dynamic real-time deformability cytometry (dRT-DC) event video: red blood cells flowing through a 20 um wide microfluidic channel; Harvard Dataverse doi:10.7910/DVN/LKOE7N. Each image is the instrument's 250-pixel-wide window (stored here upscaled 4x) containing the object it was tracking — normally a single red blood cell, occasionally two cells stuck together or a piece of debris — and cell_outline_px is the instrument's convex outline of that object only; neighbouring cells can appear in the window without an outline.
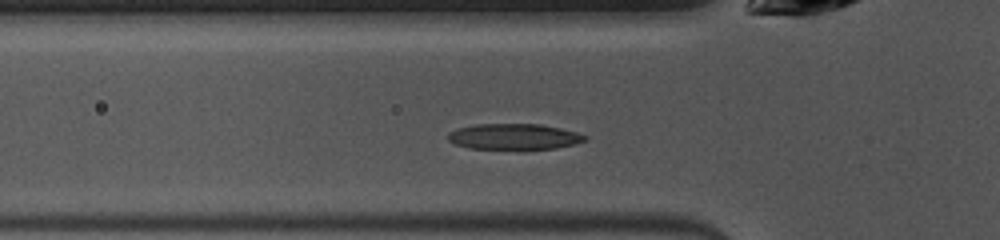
{"species": "common noctule bat (a hibernating species)", "species_latin": "Nyctalus noctula", "temperature_condition": "warm", "stored_images_in_passage": 36, "camera_frame_rate_fps": 3000, "um_per_image_px": 0.085, "animal": {"sex": "female", "body_mass_g": 10.0, "forearm_length_mm": 53.1}, "frame": {"image": 1, "passage_image": 7, "time_ms": 2.0, "image_size_px": [1000, 240], "cell_outline_px": [[588, 140], [576, 144], [556, 148], [468, 148], [456, 144], [448, 140], [448, 132], [456, 128], [476, 124], [540, 124], [560, 128], [576, 132], [588, 136]], "centroid_in_image_um": [43.71, 11.6], "position_along_channel_um": 82.1, "area_um2": 20.46}}
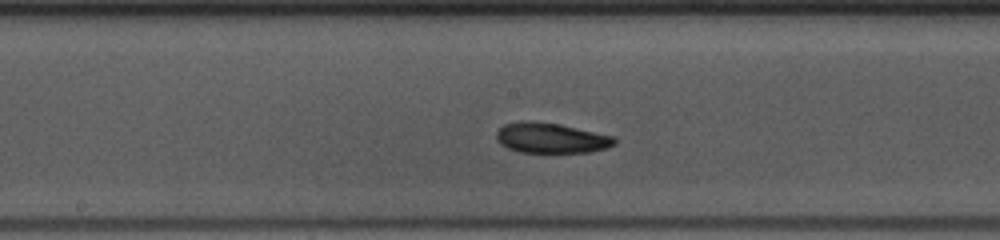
{"frame": {"image": 2, "passage_image": 16, "time_ms": 5.0, "image_size_px": [1000, 240], "cell_outline_px": [[616, 144], [608, 148], [588, 152], [520, 152], [508, 148], [500, 144], [496, 140], [496, 132], [504, 124], [520, 120], [532, 120], [560, 124], [616, 136]], "centroid_in_image_um": [46.85, 11.71], "position_along_channel_um": 201.4, "area_um2": 21.15}}
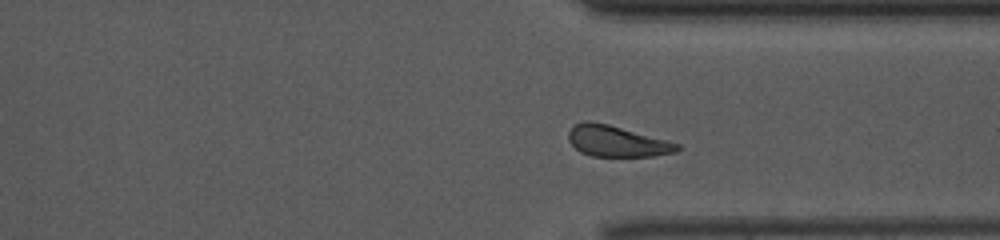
{"frame": {"image": 3, "passage_image": 28, "time_ms": 9.0, "image_size_px": [1000, 240], "cell_outline_px": [[680, 148], [676, 152], [652, 156], [592, 156], [580, 152], [568, 140], [568, 132], [576, 124], [584, 120], [588, 120], [608, 124], [680, 144]], "centroid_in_image_um": [52.4, 12.0], "position_along_channel_um": 359.0, "area_um2": 19.42}, "authors_computed_cell_mechanics": {"area_um2": 20.4323, "velocity_mm_per_s": 3.9504, "shape_relaxation_time_tau1_ms": 2.7242, "shape_relaxation_time_tau2_ms": 4.9679, "deformation_change_tau1": 0.122, "deformation_change_tau2": 0.1114}}